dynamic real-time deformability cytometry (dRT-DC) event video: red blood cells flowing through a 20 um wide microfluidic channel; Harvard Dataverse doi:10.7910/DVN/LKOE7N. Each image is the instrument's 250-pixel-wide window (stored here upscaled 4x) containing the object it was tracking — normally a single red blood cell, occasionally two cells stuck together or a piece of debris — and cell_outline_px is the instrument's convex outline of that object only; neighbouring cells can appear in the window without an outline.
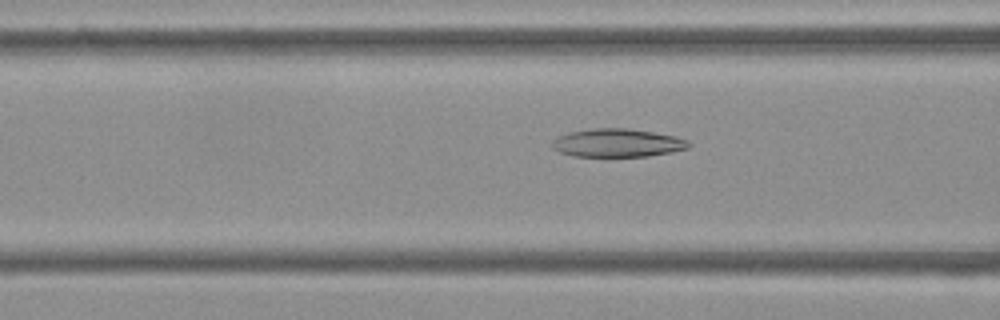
{"species": "Egyptian fruit bat (a non-hibernating species)", "species_latin": "Rousettus aegyptiacus", "temperature_condition": "cold", "stored_images_in_passage": 9, "camera_frame_rate_fps": 3000, "um_per_image_px": 0.085, "frame": {"image": 1, "passage_image": 7, "time_ms": 2.0, "image_size_px": [1000, 320], "cell_outline_px": [[692, 144], [688, 148], [672, 152], [648, 156], [572, 156], [560, 152], [552, 148], [552, 140], [560, 136], [572, 132], [592, 128], [628, 128], [676, 136], [688, 140]], "centroid_in_image_um": [52.51, 12.15], "position_along_channel_um": 114.1, "area_um2": 22.43}}